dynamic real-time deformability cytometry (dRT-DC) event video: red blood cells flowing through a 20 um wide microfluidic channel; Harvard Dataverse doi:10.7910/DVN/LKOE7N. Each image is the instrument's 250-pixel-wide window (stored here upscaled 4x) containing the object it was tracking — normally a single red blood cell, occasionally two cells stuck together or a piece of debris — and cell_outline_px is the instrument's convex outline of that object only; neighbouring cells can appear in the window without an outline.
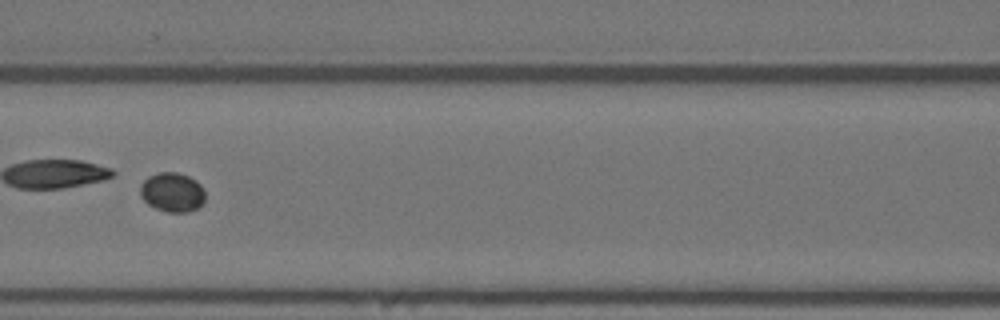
{"species": "Egyptian fruit bat (a non-hibernating species)", "species_latin": "Rousettus aegyptiacus", "temperature_condition": "warm", "stored_images_in_passage": 9, "camera_frame_rate_fps": 3000, "um_per_image_px": 0.085, "animal": {"sex": "female"}, "frame": {"image": 1, "passage_image": 8, "time_ms": 8.333, "image_size_px": [1000, 320], "cell_outline_px": [[204, 200], [196, 208], [188, 212], [168, 212], [156, 208], [148, 204], [140, 196], [140, 184], [148, 176], [160, 172], [176, 172], [188, 176], [196, 180], [204, 188]], "centroid_in_image_um": [14.63, 16.33], "position_along_channel_um": 152.0, "area_um2": 14.85}}